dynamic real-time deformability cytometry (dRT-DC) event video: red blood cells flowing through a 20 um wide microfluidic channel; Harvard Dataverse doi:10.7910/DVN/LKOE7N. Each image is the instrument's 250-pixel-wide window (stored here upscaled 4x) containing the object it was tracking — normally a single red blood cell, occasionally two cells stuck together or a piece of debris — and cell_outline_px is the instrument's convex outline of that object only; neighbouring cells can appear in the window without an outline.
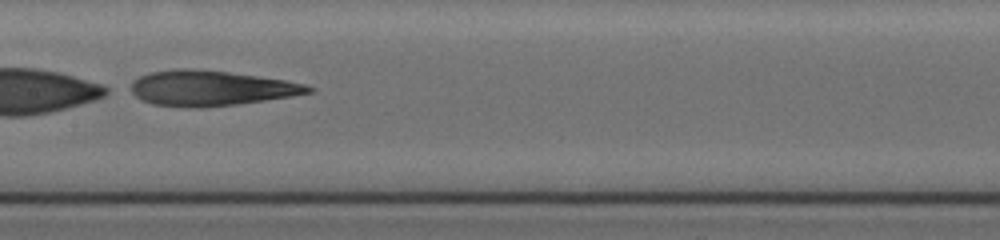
{"species": "human", "species_latin": "Homo sapiens", "temperature_condition": "cold", "stored_images_in_passage": 33, "camera_frame_rate_fps": 3000, "um_per_image_px": 0.085, "donor": {"sex": "female"}, "frame": {"image": 1, "passage_image": 12, "time_ms": 3.667, "image_size_px": [1000, 240], "cell_outline_px": [[316, 88], [312, 92], [292, 96], [236, 104], [200, 108], [188, 108], [152, 104], [136, 96], [132, 92], [132, 80], [140, 76], [152, 72], [176, 68], [192, 68], [228, 72], [260, 76], [284, 80], [304, 84]], "centroid_in_image_um": [17.92, 7.49], "position_along_channel_um": 189.5, "area_um2": 36.36}}
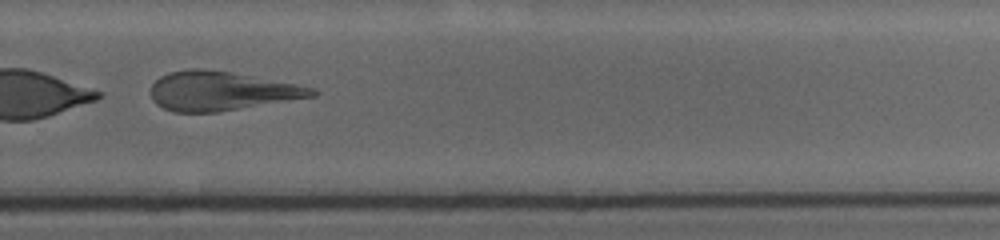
{"frame": {"image": 2, "passage_image": 22, "time_ms": 7.0, "image_size_px": [1000, 240], "cell_outline_px": [[320, 92], [316, 96], [220, 112], [172, 112], [156, 104], [152, 100], [152, 84], [160, 76], [168, 72], [192, 68], [200, 68], [232, 72], [296, 84], [316, 88]], "centroid_in_image_um": [18.82, 7.74], "position_along_channel_um": 311.0, "area_um2": 36.88}}